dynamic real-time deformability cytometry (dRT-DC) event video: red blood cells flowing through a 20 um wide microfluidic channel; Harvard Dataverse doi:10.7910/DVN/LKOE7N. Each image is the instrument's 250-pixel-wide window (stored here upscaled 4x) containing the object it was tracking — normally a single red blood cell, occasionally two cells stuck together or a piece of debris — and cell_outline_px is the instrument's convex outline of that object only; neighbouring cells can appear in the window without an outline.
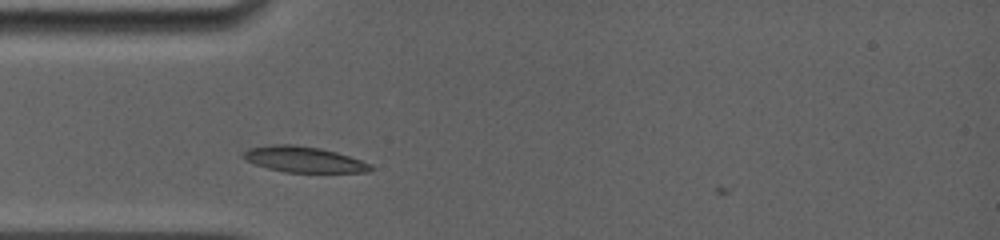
{"species": "common noctule bat (a hibernating species)", "species_latin": "Nyctalus noctula", "temperature_condition": "room temperature", "stored_images_in_passage": 50, "camera_frame_rate_fps": 5000, "um_per_image_px": 0.085, "animal": {"sex": "female", "body_mass_g": 19.0, "forearm_length_mm": 56.7}, "frame": {"image": 1, "passage_image": 1, "time_ms": 0.0, "image_size_px": [1000, 240], "cell_outline_px": [[376, 168], [368, 172], [284, 172], [268, 168], [244, 160], [244, 152], [248, 148], [272, 144], [292, 144], [320, 148], [336, 152], [360, 160]], "centroid_in_image_um": [25.8, 13.55], "position_along_channel_um": 59.2, "area_um2": 18.96}}
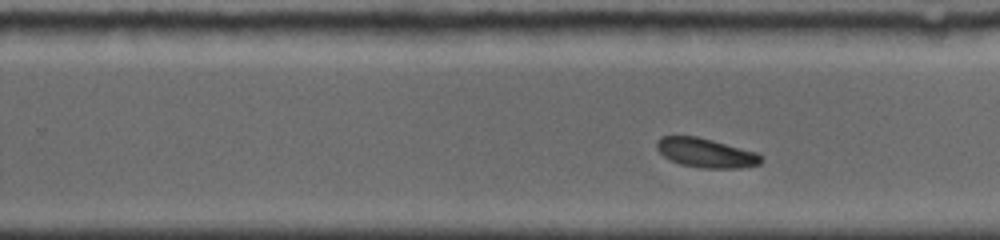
{"frame": {"image": 2, "passage_image": 29, "time_ms": 5.6, "image_size_px": [1000, 240], "cell_outline_px": [[764, 160], [760, 164], [740, 168], [700, 168], [680, 164], [664, 156], [656, 148], [656, 144], [660, 136], [696, 136], [712, 140], [756, 152]], "centroid_in_image_um": [60.0, 13.0], "position_along_channel_um": 269.8, "area_um2": 17.69}}
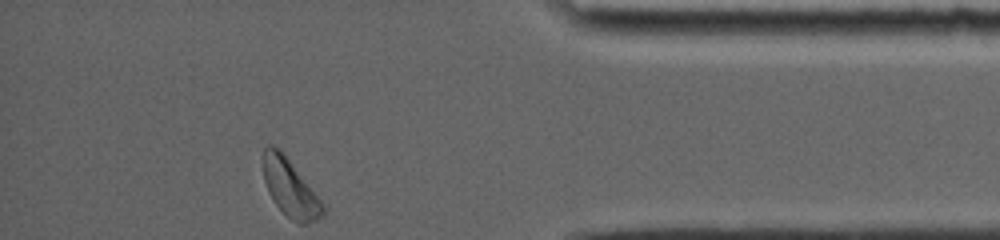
{"frame": {"image": 3, "passage_image": 50, "time_ms": 9.8, "image_size_px": [1000, 240], "cell_outline_px": [[328, 204], [324, 212], [320, 216], [304, 224], [296, 224], [276, 204], [264, 180], [264, 148], [268, 144], [272, 144], [280, 148]], "centroid_in_image_um": [24.74, 15.95], "position_along_channel_um": 410.5, "area_um2": 20.29}, "authors_computed_cell_mechanics": {"area_um2": 18.3515, "velocity_mm_per_s": 3.7863, "shape_relaxation_time_tau1_ms": 1.1607, "shape_relaxation_time_tau2_ms": null, "deformation_change_tau1": 0.09, "deformation_change_tau2": null}}